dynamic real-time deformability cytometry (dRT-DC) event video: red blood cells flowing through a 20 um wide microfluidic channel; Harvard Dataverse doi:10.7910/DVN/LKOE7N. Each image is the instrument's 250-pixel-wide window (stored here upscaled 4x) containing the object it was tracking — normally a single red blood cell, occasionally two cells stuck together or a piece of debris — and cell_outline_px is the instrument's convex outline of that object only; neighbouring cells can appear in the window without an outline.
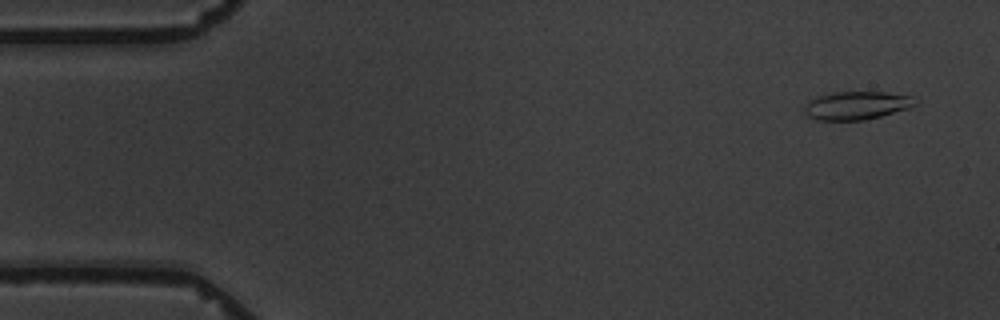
{"species": "common noctule bat (a hibernating species)", "species_latin": "Nyctalus noctula", "temperature_condition": "warm", "stored_images_in_passage": 8, "camera_frame_rate_fps": 3000, "um_per_image_px": 0.085, "animal": {"sex": "male", "body_mass_g": 19.5, "forearm_length_mm": 54.6}, "frame": {"image": 1, "passage_image": 1, "time_ms": 0.0, "image_size_px": [1000, 320], "cell_outline_px": [[916, 104], [912, 108], [864, 120], [816, 120], [808, 116], [804, 112], [804, 104], [808, 100], [816, 96], [832, 92], [884, 92], [912, 96]], "centroid_in_image_um": [72.78, 8.96], "position_along_channel_um": 12.2, "area_um2": 18.38}}
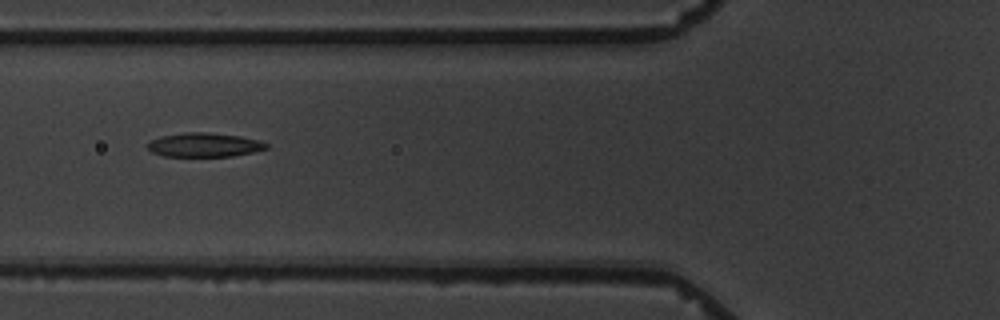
{"frame": {"image": 2, "passage_image": 6, "time_ms": 6.0, "image_size_px": [1000, 320], "cell_outline_px": [[268, 148], [252, 152], [232, 156], [164, 156], [152, 152], [148, 148], [148, 144], [152, 140], [160, 136], [184, 132], [208, 132], [240, 136], [260, 140], [268, 144]], "centroid_in_image_um": [17.38, 12.31], "position_along_channel_um": 108.4, "area_um2": 16.59}}
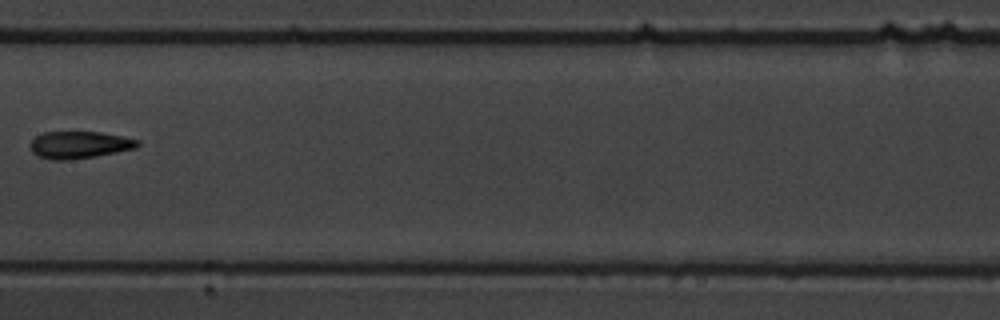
{"frame": {"image": 3, "passage_image": 8, "time_ms": 8.667, "image_size_px": [1000, 320], "cell_outline_px": [[140, 144], [136, 148], [96, 156], [68, 160], [52, 160], [40, 156], [32, 152], [32, 140], [36, 136], [44, 132], [100, 132], [140, 140]], "centroid_in_image_um": [6.77, 12.31], "position_along_channel_um": 200.6, "area_um2": 16.76}}